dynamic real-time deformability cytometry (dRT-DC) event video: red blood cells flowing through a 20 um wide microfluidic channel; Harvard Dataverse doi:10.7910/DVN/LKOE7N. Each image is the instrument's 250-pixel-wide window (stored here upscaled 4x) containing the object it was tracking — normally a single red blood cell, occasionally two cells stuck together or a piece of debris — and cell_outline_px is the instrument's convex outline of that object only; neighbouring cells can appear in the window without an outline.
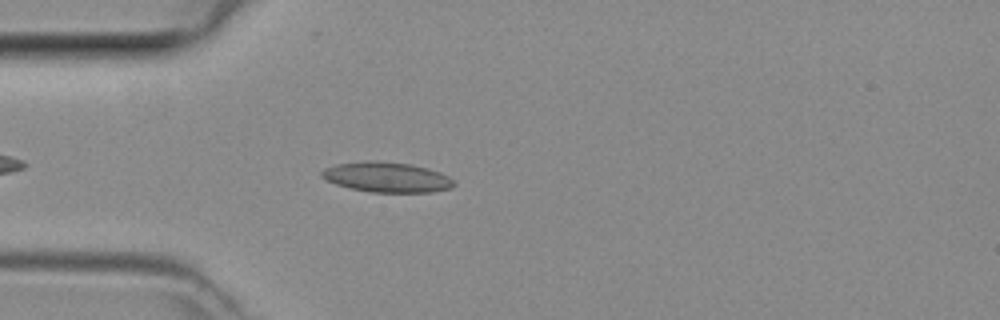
{"species": "common noctule bat (a hibernating species)", "species_latin": "Nyctalus noctula", "temperature_condition": "room temperature", "stored_images_in_passage": 3, "camera_frame_rate_fps": 3000, "um_per_image_px": 0.085, "animal": {"sex": "female", "body_mass_g": 29.2, "forearm_length_mm": 56.3}, "frame": {"image": 1, "passage_image": 3, "time_ms": 0.667, "image_size_px": [1000, 320], "cell_outline_px": [[456, 184], [452, 188], [432, 192], [372, 192], [352, 188], [336, 184], [324, 180], [320, 176], [320, 172], [324, 168], [336, 164], [364, 160], [376, 160], [412, 164], [428, 168], [440, 172], [448, 176]], "centroid_in_image_um": [32.86, 15.04], "position_along_channel_um": 52.1, "area_um2": 23.47}}